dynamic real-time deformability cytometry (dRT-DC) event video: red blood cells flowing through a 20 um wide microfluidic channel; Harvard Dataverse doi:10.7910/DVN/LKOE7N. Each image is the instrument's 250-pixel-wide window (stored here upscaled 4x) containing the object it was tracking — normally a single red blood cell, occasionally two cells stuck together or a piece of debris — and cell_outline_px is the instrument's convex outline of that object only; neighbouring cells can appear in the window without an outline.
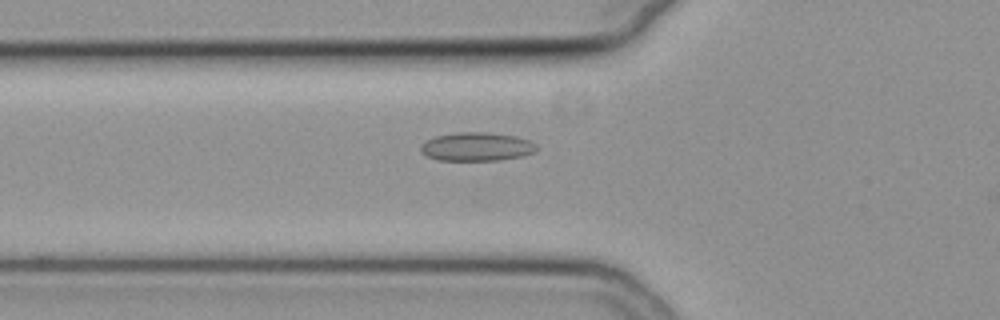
{"species": "common noctule bat (a hibernating species)", "species_latin": "Nyctalus noctula", "temperature_condition": "cold", "stored_images_in_passage": 44, "camera_frame_rate_fps": 3000, "um_per_image_px": 0.085, "animal": {"sex": "female", "body_mass_g": 19.3, "forearm_length_mm": 54.1}, "frame": {"image": 1, "passage_image": 8, "time_ms": 2.333, "image_size_px": [1000, 320], "cell_outline_px": [[536, 152], [524, 156], [500, 160], [436, 160], [420, 152], [420, 144], [436, 136], [460, 132], [488, 132], [516, 136], [528, 140], [536, 144]], "centroid_in_image_um": [40.53, 12.47], "position_along_channel_um": 85.3, "area_um2": 19.36}}
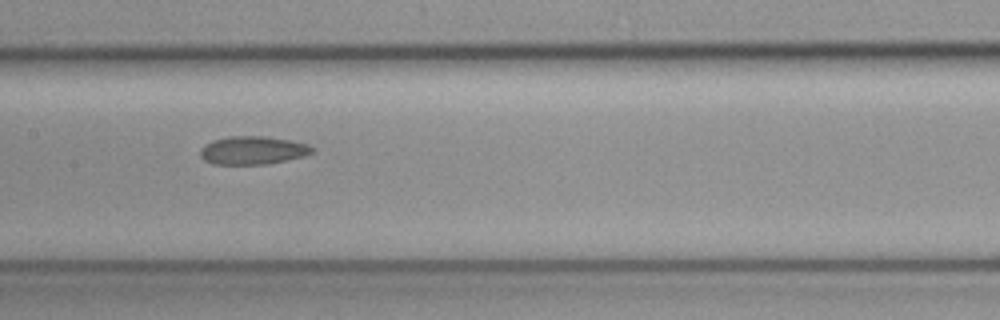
{"frame": {"image": 2, "passage_image": 16, "time_ms": 5.0, "image_size_px": [1000, 320], "cell_outline_px": [[312, 152], [304, 156], [264, 164], [212, 164], [204, 160], [200, 156], [200, 148], [204, 144], [212, 140], [228, 136], [268, 136], [308, 144], [312, 148]], "centroid_in_image_um": [21.42, 12.77], "position_along_channel_um": 186.0, "area_um2": 18.32}}
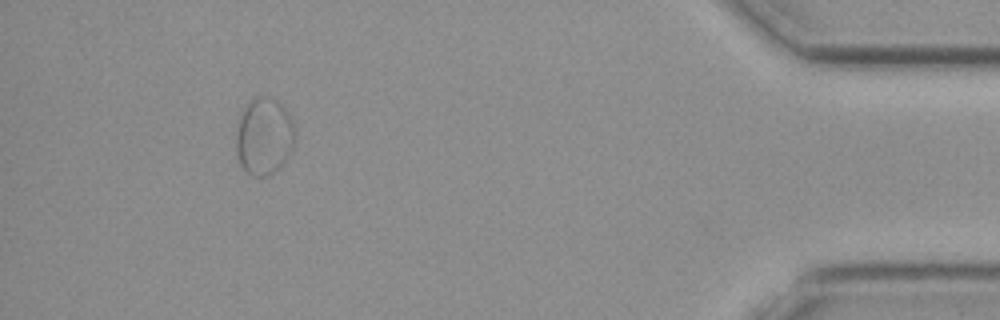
{"frame": {"image": 3, "passage_image": 39, "time_ms": 12.667, "image_size_px": [1000, 320], "cell_outline_px": [[296, 136], [292, 148], [284, 160], [272, 172], [264, 176], [252, 176], [244, 172], [240, 164], [236, 148], [236, 128], [240, 112], [252, 96], [268, 96], [276, 100], [292, 116], [296, 132]], "centroid_in_image_um": [22.42, 11.53], "position_along_channel_um": 412.8, "area_um2": 26.82}, "authors_computed_cell_mechanics": {"area_um2": 19.1029, "velocity_mm_per_s": 3.7577, "shape_relaxation_time_tau1_ms": null, "shape_relaxation_time_tau2_ms": 1.1735, "deformation_change_tau1": null, "deformation_change_tau2": 0.0467}}